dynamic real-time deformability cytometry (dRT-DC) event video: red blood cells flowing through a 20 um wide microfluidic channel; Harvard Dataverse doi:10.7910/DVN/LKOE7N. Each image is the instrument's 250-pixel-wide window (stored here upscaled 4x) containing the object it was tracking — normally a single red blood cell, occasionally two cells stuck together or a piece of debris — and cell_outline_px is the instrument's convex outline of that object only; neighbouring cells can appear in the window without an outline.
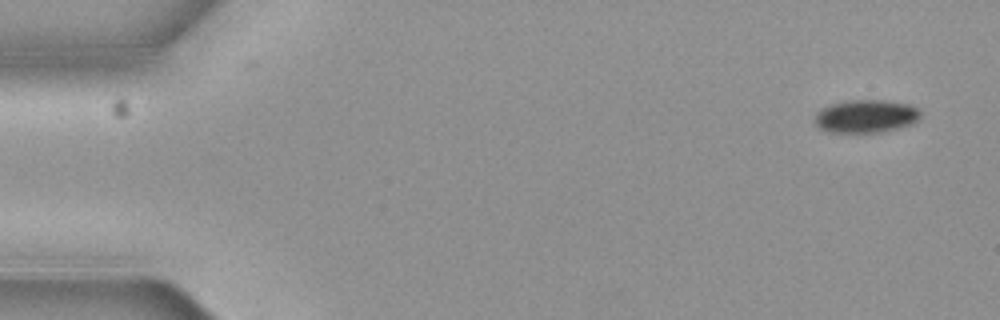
{"species": "common noctule bat (a hibernating species)", "species_latin": "Nyctalus noctula", "temperature_condition": "cold", "stored_images_in_passage": 5, "camera_frame_rate_fps": 3000, "um_per_image_px": 0.085, "animal": {"sex": "female", "body_mass_g": 19.3, "forearm_length_mm": 54.1}, "frame": {"image": 1, "passage_image": 1, "time_ms": 0.0, "image_size_px": [1000, 320], "cell_outline_px": [[920, 116], [912, 124], [880, 132], [828, 132], [820, 128], [816, 124], [816, 112], [820, 108], [828, 104], [844, 100], [888, 100], [908, 104], [916, 108], [920, 112]], "centroid_in_image_um": [73.56, 9.86], "position_along_channel_um": 11.4, "area_um2": 20.35}}
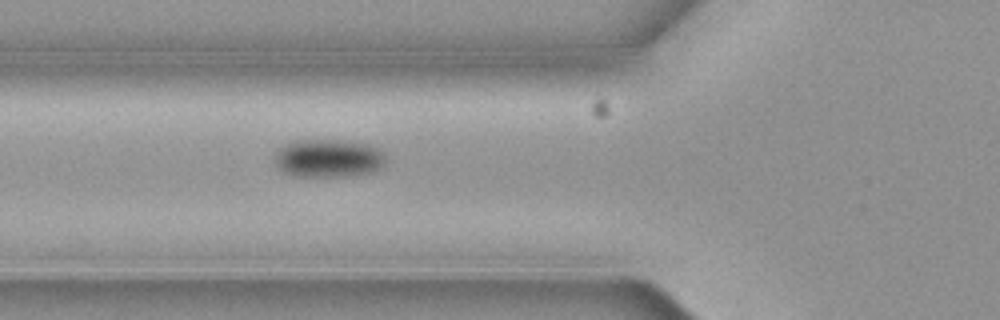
{"frame": {"image": 2, "passage_image": 5, "time_ms": 1.333, "image_size_px": [1000, 320], "cell_outline_px": [[384, 164], [380, 168], [372, 172], [352, 176], [292, 176], [276, 168], [272, 160], [272, 156], [280, 148], [296, 140], [340, 140], [368, 144], [380, 148], [384, 152]], "centroid_in_image_um": [27.88, 13.46], "position_along_channel_um": 97.9, "area_um2": 25.03}}